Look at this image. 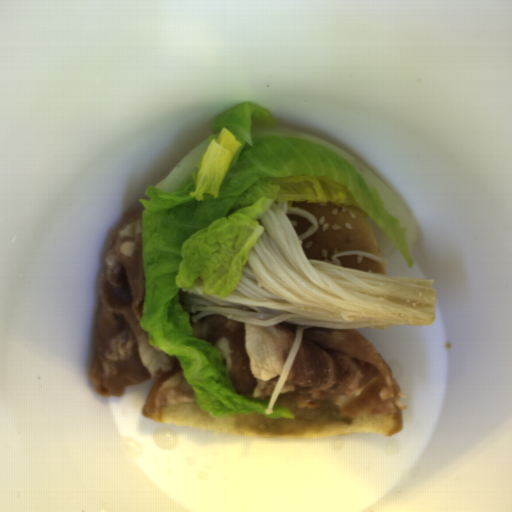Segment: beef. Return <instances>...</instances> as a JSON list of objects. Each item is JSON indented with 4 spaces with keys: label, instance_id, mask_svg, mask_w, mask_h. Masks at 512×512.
Segmentation results:
<instances>
[{
    "label": "beef",
    "instance_id": "obj_1",
    "mask_svg": "<svg viewBox=\"0 0 512 512\" xmlns=\"http://www.w3.org/2000/svg\"><path fill=\"white\" fill-rule=\"evenodd\" d=\"M142 212L127 210L111 231L93 327L90 379L99 396H124L127 387L173 371L174 356L149 344L141 327L146 294Z\"/></svg>",
    "mask_w": 512,
    "mask_h": 512
},
{
    "label": "beef",
    "instance_id": "obj_2",
    "mask_svg": "<svg viewBox=\"0 0 512 512\" xmlns=\"http://www.w3.org/2000/svg\"><path fill=\"white\" fill-rule=\"evenodd\" d=\"M403 393L381 352L355 329H304L276 399L300 407L337 408L341 415L407 410ZM275 399V400H276Z\"/></svg>",
    "mask_w": 512,
    "mask_h": 512
},
{
    "label": "beef",
    "instance_id": "obj_3",
    "mask_svg": "<svg viewBox=\"0 0 512 512\" xmlns=\"http://www.w3.org/2000/svg\"><path fill=\"white\" fill-rule=\"evenodd\" d=\"M196 336L217 347L237 394L269 401L298 329L294 322L258 326L211 314L198 322L199 311H186Z\"/></svg>",
    "mask_w": 512,
    "mask_h": 512
},
{
    "label": "beef",
    "instance_id": "obj_4",
    "mask_svg": "<svg viewBox=\"0 0 512 512\" xmlns=\"http://www.w3.org/2000/svg\"><path fill=\"white\" fill-rule=\"evenodd\" d=\"M192 402H197L194 397V391L173 388L168 389L167 391L160 395L155 404V408L158 411L165 406Z\"/></svg>",
    "mask_w": 512,
    "mask_h": 512
}]
</instances>
